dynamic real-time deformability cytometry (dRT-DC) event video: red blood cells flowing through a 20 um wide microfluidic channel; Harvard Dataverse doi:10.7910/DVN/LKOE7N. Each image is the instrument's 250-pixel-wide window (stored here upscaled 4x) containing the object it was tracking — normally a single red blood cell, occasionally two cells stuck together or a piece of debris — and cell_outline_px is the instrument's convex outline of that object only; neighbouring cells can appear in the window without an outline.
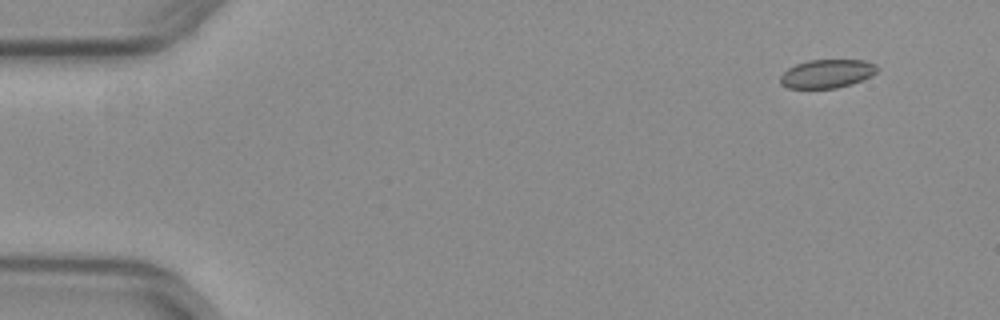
{"species": "common noctule bat (a hibernating species)", "species_latin": "Nyctalus noctula", "temperature_condition": "warm", "stored_images_in_passage": 50, "camera_frame_rate_fps": 3000, "um_per_image_px": 0.085, "animal": {"sex": "female", "body_mass_g": 29.2, "forearm_length_mm": 56.3}, "frame": {"image": 1, "passage_image": 1, "time_ms": 0.0, "image_size_px": [1000, 320], "cell_outline_px": [[880, 68], [872, 76], [852, 84], [836, 88], [788, 88], [780, 84], [780, 76], [788, 68], [796, 64], [808, 60], [864, 60], [876, 64]], "centroid_in_image_um": [70.31, 6.26], "position_along_channel_um": 14.7, "area_um2": 16.24}}
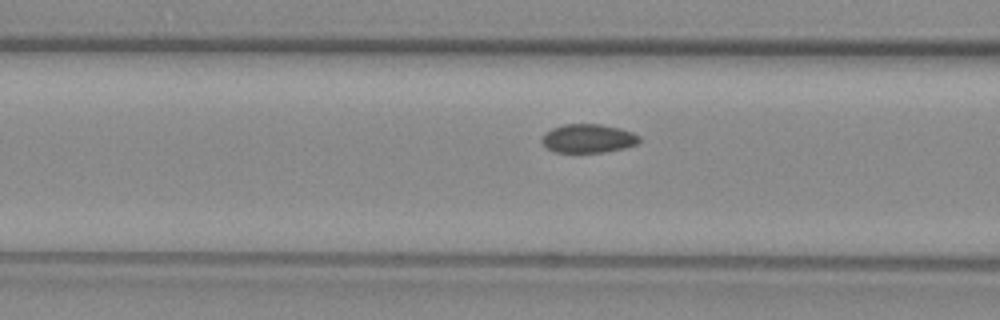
{"frame": {"image": 2, "passage_image": 18, "time_ms": 5.667, "image_size_px": [1000, 320], "cell_outline_px": [[640, 140], [636, 144], [624, 148], [604, 152], [556, 152], [548, 148], [540, 140], [544, 132], [552, 128], [564, 124], [600, 124], [620, 128], [632, 132], [640, 136]], "centroid_in_image_um": [49.98, 11.76], "position_along_channel_um": 116.6, "area_um2": 16.3}}
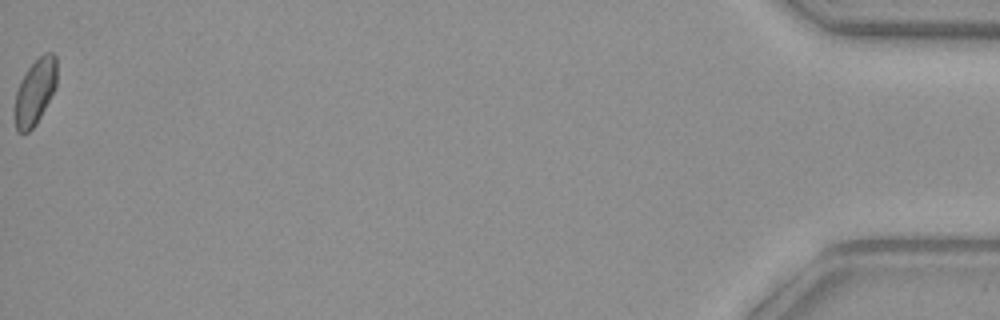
{"frame": {"image": 3, "passage_image": 50, "time_ms": 16.333, "image_size_px": [1000, 320], "cell_outline_px": [[56, 88], [36, 124], [28, 132], [20, 132], [16, 128], [16, 92], [20, 80], [28, 68], [44, 52], [52, 52], [56, 56]], "centroid_in_image_um": [3.01, 7.76], "position_along_channel_um": 432.2, "area_um2": 15.84}, "authors_computed_cell_mechanics": {"area_um2": 16.6753, "velocity_mm_per_s": 3.9474, "shape_relaxation_time_tau1_ms": null, "shape_relaxation_time_tau2_ms": 1.5754, "deformation_change_tau1": null, "deformation_change_tau2": 0.0538}}